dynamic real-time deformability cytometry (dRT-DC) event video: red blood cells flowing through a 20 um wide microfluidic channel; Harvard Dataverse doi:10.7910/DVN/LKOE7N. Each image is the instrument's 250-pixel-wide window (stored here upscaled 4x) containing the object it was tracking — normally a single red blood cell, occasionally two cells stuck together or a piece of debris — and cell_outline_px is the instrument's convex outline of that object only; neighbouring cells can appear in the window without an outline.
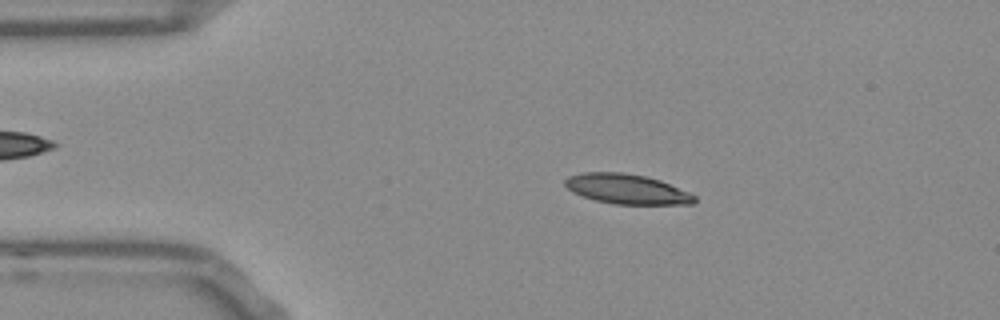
{"species": "Egyptian fruit bat (a non-hibernating species)", "species_latin": "Rousettus aegyptiacus", "temperature_condition": "room temperature", "stored_images_in_passage": 52, "camera_frame_rate_fps": 3000, "um_per_image_px": 0.085, "frame": {"image": 1, "passage_image": 9, "time_ms": 2.667, "image_size_px": [1000, 320], "cell_outline_px": [[696, 200], [692, 204], [616, 204], [596, 200], [572, 192], [564, 184], [564, 180], [568, 176], [580, 172], [624, 172], [644, 176], [660, 180], [688, 192], [696, 196]], "centroid_in_image_um": [53.26, 16.06], "position_along_channel_um": 31.7, "area_um2": 22.43}}
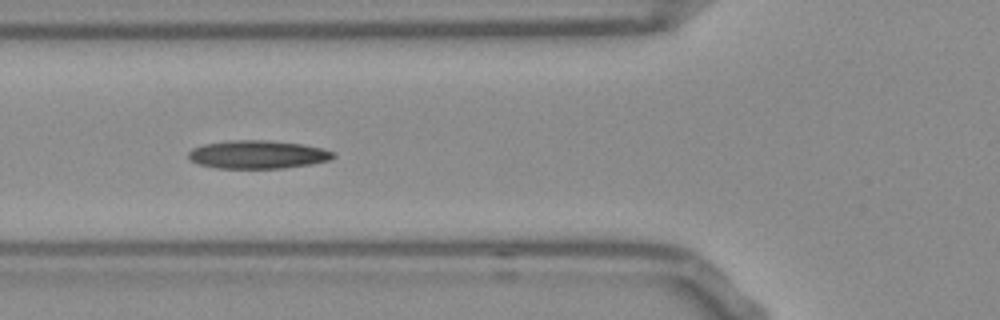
{"frame": {"image": 2, "passage_image": 18, "time_ms": 5.667, "image_size_px": [1000, 320], "cell_outline_px": [[336, 156], [328, 160], [312, 164], [284, 168], [216, 168], [200, 164], [192, 160], [188, 156], [188, 152], [192, 148], [204, 144], [228, 140], [268, 140], [304, 144], [320, 148], [332, 152]], "centroid_in_image_um": [21.89, 13.13], "position_along_channel_um": 103.9, "area_um2": 23.76}}
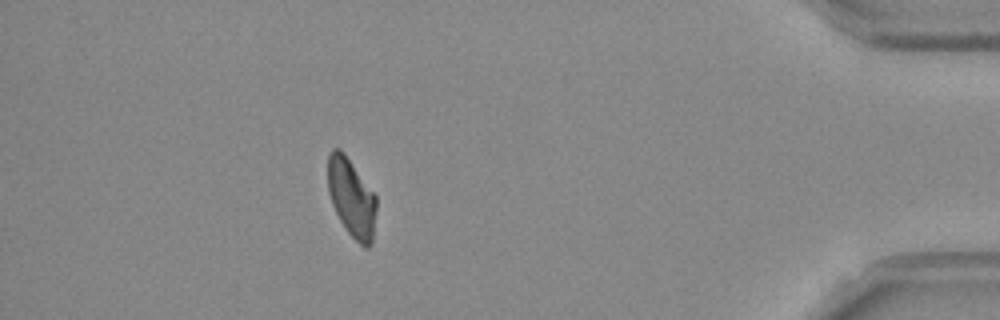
{"frame": {"image": 3, "passage_image": 46, "time_ms": 15.0, "image_size_px": [1000, 320], "cell_outline_px": [[376, 212], [372, 244], [368, 248], [364, 248], [348, 232], [340, 220], [332, 204], [328, 192], [328, 152], [332, 148], [340, 148], [344, 152], [376, 196]], "centroid_in_image_um": [29.87, 16.8], "position_along_channel_um": 405.3, "area_um2": 22.2}, "authors_computed_cell_mechanics": {"area_um2": 22.6576, "velocity_mm_per_s": 3.801, "shape_relaxation_time_tau1_ms": null, "shape_relaxation_time_tau2_ms": 4.8956, "deformation_change_tau1": null, "deformation_change_tau2": 0.1299}}